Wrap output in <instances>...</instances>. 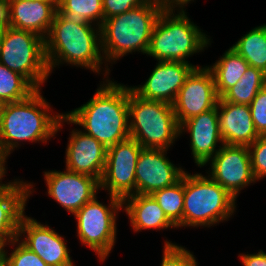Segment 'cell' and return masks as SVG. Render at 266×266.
<instances>
[{"label": "cell", "instance_id": "6da1fadb", "mask_svg": "<svg viewBox=\"0 0 266 266\" xmlns=\"http://www.w3.org/2000/svg\"><path fill=\"white\" fill-rule=\"evenodd\" d=\"M128 102L129 87L105 79L86 104L64 114V122L83 127L109 148L130 137Z\"/></svg>", "mask_w": 266, "mask_h": 266}, {"label": "cell", "instance_id": "7a4b0ae2", "mask_svg": "<svg viewBox=\"0 0 266 266\" xmlns=\"http://www.w3.org/2000/svg\"><path fill=\"white\" fill-rule=\"evenodd\" d=\"M44 42L50 74L54 67L67 63L99 75L105 64L101 29L92 23L71 19L57 11Z\"/></svg>", "mask_w": 266, "mask_h": 266}, {"label": "cell", "instance_id": "3957f363", "mask_svg": "<svg viewBox=\"0 0 266 266\" xmlns=\"http://www.w3.org/2000/svg\"><path fill=\"white\" fill-rule=\"evenodd\" d=\"M37 89L28 98L5 103L0 122V148L9 156L20 142L46 143L62 128L64 114H52L50 104Z\"/></svg>", "mask_w": 266, "mask_h": 266}, {"label": "cell", "instance_id": "277c9868", "mask_svg": "<svg viewBox=\"0 0 266 266\" xmlns=\"http://www.w3.org/2000/svg\"><path fill=\"white\" fill-rule=\"evenodd\" d=\"M162 10L163 7L157 0H148L141 6L103 21L100 27L101 48L106 63L104 66L107 65L104 76L110 73L108 64L111 61L112 64L136 51L147 55L152 30Z\"/></svg>", "mask_w": 266, "mask_h": 266}, {"label": "cell", "instance_id": "5b68a950", "mask_svg": "<svg viewBox=\"0 0 266 266\" xmlns=\"http://www.w3.org/2000/svg\"><path fill=\"white\" fill-rule=\"evenodd\" d=\"M194 24L185 11L163 9L152 30L147 56L157 61H181L204 51L210 38ZM210 43V44H209Z\"/></svg>", "mask_w": 266, "mask_h": 266}, {"label": "cell", "instance_id": "8992f818", "mask_svg": "<svg viewBox=\"0 0 266 266\" xmlns=\"http://www.w3.org/2000/svg\"><path fill=\"white\" fill-rule=\"evenodd\" d=\"M236 199L210 176L184 173L183 227H211L227 221Z\"/></svg>", "mask_w": 266, "mask_h": 266}, {"label": "cell", "instance_id": "52a82bcc", "mask_svg": "<svg viewBox=\"0 0 266 266\" xmlns=\"http://www.w3.org/2000/svg\"><path fill=\"white\" fill-rule=\"evenodd\" d=\"M129 132L143 148L168 150L180 136L172 104L141 98L129 87Z\"/></svg>", "mask_w": 266, "mask_h": 266}, {"label": "cell", "instance_id": "ba28073f", "mask_svg": "<svg viewBox=\"0 0 266 266\" xmlns=\"http://www.w3.org/2000/svg\"><path fill=\"white\" fill-rule=\"evenodd\" d=\"M0 63L24 76L36 89H41L50 75L44 38L10 26L0 43Z\"/></svg>", "mask_w": 266, "mask_h": 266}, {"label": "cell", "instance_id": "9c48e42d", "mask_svg": "<svg viewBox=\"0 0 266 266\" xmlns=\"http://www.w3.org/2000/svg\"><path fill=\"white\" fill-rule=\"evenodd\" d=\"M119 210H123L121 198L110 195V203L105 206L95 196L74 214L79 240L96 253L100 262L105 261L115 245Z\"/></svg>", "mask_w": 266, "mask_h": 266}, {"label": "cell", "instance_id": "30bf717a", "mask_svg": "<svg viewBox=\"0 0 266 266\" xmlns=\"http://www.w3.org/2000/svg\"><path fill=\"white\" fill-rule=\"evenodd\" d=\"M143 147L133 138H127L107 148L106 165L100 190L122 200L136 194V163Z\"/></svg>", "mask_w": 266, "mask_h": 266}, {"label": "cell", "instance_id": "8fae6325", "mask_svg": "<svg viewBox=\"0 0 266 266\" xmlns=\"http://www.w3.org/2000/svg\"><path fill=\"white\" fill-rule=\"evenodd\" d=\"M208 162L211 166L208 176L235 199L242 189L256 182L248 146L223 144Z\"/></svg>", "mask_w": 266, "mask_h": 266}, {"label": "cell", "instance_id": "7c38bea8", "mask_svg": "<svg viewBox=\"0 0 266 266\" xmlns=\"http://www.w3.org/2000/svg\"><path fill=\"white\" fill-rule=\"evenodd\" d=\"M219 96L207 66L194 68L172 104L179 126L186 120L215 108Z\"/></svg>", "mask_w": 266, "mask_h": 266}, {"label": "cell", "instance_id": "4fadbf2b", "mask_svg": "<svg viewBox=\"0 0 266 266\" xmlns=\"http://www.w3.org/2000/svg\"><path fill=\"white\" fill-rule=\"evenodd\" d=\"M66 171L44 172L47 194L73 215L100 190V182L92 176Z\"/></svg>", "mask_w": 266, "mask_h": 266}, {"label": "cell", "instance_id": "5bb4252c", "mask_svg": "<svg viewBox=\"0 0 266 266\" xmlns=\"http://www.w3.org/2000/svg\"><path fill=\"white\" fill-rule=\"evenodd\" d=\"M22 237L24 239L20 242L37 254L48 266H74L65 242L67 240L48 224H41L24 214L17 234L18 239Z\"/></svg>", "mask_w": 266, "mask_h": 266}, {"label": "cell", "instance_id": "9a60e30c", "mask_svg": "<svg viewBox=\"0 0 266 266\" xmlns=\"http://www.w3.org/2000/svg\"><path fill=\"white\" fill-rule=\"evenodd\" d=\"M166 149L142 148L136 163V194L151 195L157 190L178 182L184 173L175 166Z\"/></svg>", "mask_w": 266, "mask_h": 266}, {"label": "cell", "instance_id": "2e32d148", "mask_svg": "<svg viewBox=\"0 0 266 266\" xmlns=\"http://www.w3.org/2000/svg\"><path fill=\"white\" fill-rule=\"evenodd\" d=\"M197 67L181 61H158L146 82L131 89L143 99L173 104L185 79Z\"/></svg>", "mask_w": 266, "mask_h": 266}, {"label": "cell", "instance_id": "e0dca14e", "mask_svg": "<svg viewBox=\"0 0 266 266\" xmlns=\"http://www.w3.org/2000/svg\"><path fill=\"white\" fill-rule=\"evenodd\" d=\"M188 131L194 162L203 167L224 144L220 133L217 106L194 116L180 125V135ZM220 146H216L217 143ZM217 147V149H216Z\"/></svg>", "mask_w": 266, "mask_h": 266}, {"label": "cell", "instance_id": "ac0fdd59", "mask_svg": "<svg viewBox=\"0 0 266 266\" xmlns=\"http://www.w3.org/2000/svg\"><path fill=\"white\" fill-rule=\"evenodd\" d=\"M70 133L65 152L66 169L92 176L100 182L106 165L107 148L80 129Z\"/></svg>", "mask_w": 266, "mask_h": 266}, {"label": "cell", "instance_id": "d6986e66", "mask_svg": "<svg viewBox=\"0 0 266 266\" xmlns=\"http://www.w3.org/2000/svg\"><path fill=\"white\" fill-rule=\"evenodd\" d=\"M9 26L33 32L45 39L52 25L58 2L44 0H2Z\"/></svg>", "mask_w": 266, "mask_h": 266}, {"label": "cell", "instance_id": "ffe728a7", "mask_svg": "<svg viewBox=\"0 0 266 266\" xmlns=\"http://www.w3.org/2000/svg\"><path fill=\"white\" fill-rule=\"evenodd\" d=\"M217 110L224 144L249 146L260 136L255 129L249 105L234 104L220 97Z\"/></svg>", "mask_w": 266, "mask_h": 266}, {"label": "cell", "instance_id": "44dd1931", "mask_svg": "<svg viewBox=\"0 0 266 266\" xmlns=\"http://www.w3.org/2000/svg\"><path fill=\"white\" fill-rule=\"evenodd\" d=\"M33 185L15 179L6 189L0 191V241L7 246L17 238L21 217L32 194Z\"/></svg>", "mask_w": 266, "mask_h": 266}, {"label": "cell", "instance_id": "7402d4cb", "mask_svg": "<svg viewBox=\"0 0 266 266\" xmlns=\"http://www.w3.org/2000/svg\"><path fill=\"white\" fill-rule=\"evenodd\" d=\"M122 201L134 232L177 228L151 195L132 194Z\"/></svg>", "mask_w": 266, "mask_h": 266}, {"label": "cell", "instance_id": "603a6c76", "mask_svg": "<svg viewBox=\"0 0 266 266\" xmlns=\"http://www.w3.org/2000/svg\"><path fill=\"white\" fill-rule=\"evenodd\" d=\"M249 66L245 59L231 47L213 66H208L207 68L213 75L218 96L221 97L229 88L234 86Z\"/></svg>", "mask_w": 266, "mask_h": 266}, {"label": "cell", "instance_id": "cb8c5ba5", "mask_svg": "<svg viewBox=\"0 0 266 266\" xmlns=\"http://www.w3.org/2000/svg\"><path fill=\"white\" fill-rule=\"evenodd\" d=\"M252 67L266 74V24L257 26L243 35L231 47Z\"/></svg>", "mask_w": 266, "mask_h": 266}, {"label": "cell", "instance_id": "d4e9b609", "mask_svg": "<svg viewBox=\"0 0 266 266\" xmlns=\"http://www.w3.org/2000/svg\"><path fill=\"white\" fill-rule=\"evenodd\" d=\"M266 85V74L249 66L239 81L229 88L221 98L234 104L250 105L258 91Z\"/></svg>", "mask_w": 266, "mask_h": 266}, {"label": "cell", "instance_id": "484cf974", "mask_svg": "<svg viewBox=\"0 0 266 266\" xmlns=\"http://www.w3.org/2000/svg\"><path fill=\"white\" fill-rule=\"evenodd\" d=\"M167 218L177 227H183L184 175L173 185L151 194Z\"/></svg>", "mask_w": 266, "mask_h": 266}, {"label": "cell", "instance_id": "4316f807", "mask_svg": "<svg viewBox=\"0 0 266 266\" xmlns=\"http://www.w3.org/2000/svg\"><path fill=\"white\" fill-rule=\"evenodd\" d=\"M37 89L21 74L0 63V101L17 102L28 98Z\"/></svg>", "mask_w": 266, "mask_h": 266}, {"label": "cell", "instance_id": "83f0119b", "mask_svg": "<svg viewBox=\"0 0 266 266\" xmlns=\"http://www.w3.org/2000/svg\"><path fill=\"white\" fill-rule=\"evenodd\" d=\"M57 11L71 19L94 23L98 27L104 21L102 0H59Z\"/></svg>", "mask_w": 266, "mask_h": 266}, {"label": "cell", "instance_id": "f1b7e54d", "mask_svg": "<svg viewBox=\"0 0 266 266\" xmlns=\"http://www.w3.org/2000/svg\"><path fill=\"white\" fill-rule=\"evenodd\" d=\"M8 245H12V247L16 245L9 256L5 250V258L8 266H48L37 254L24 246L20 242V239L16 238Z\"/></svg>", "mask_w": 266, "mask_h": 266}, {"label": "cell", "instance_id": "f546056e", "mask_svg": "<svg viewBox=\"0 0 266 266\" xmlns=\"http://www.w3.org/2000/svg\"><path fill=\"white\" fill-rule=\"evenodd\" d=\"M164 243L161 266H198L189 250L169 241Z\"/></svg>", "mask_w": 266, "mask_h": 266}, {"label": "cell", "instance_id": "4dcf8cb0", "mask_svg": "<svg viewBox=\"0 0 266 266\" xmlns=\"http://www.w3.org/2000/svg\"><path fill=\"white\" fill-rule=\"evenodd\" d=\"M253 176L256 181L266 177V135H260L248 146Z\"/></svg>", "mask_w": 266, "mask_h": 266}, {"label": "cell", "instance_id": "1f68e13d", "mask_svg": "<svg viewBox=\"0 0 266 266\" xmlns=\"http://www.w3.org/2000/svg\"><path fill=\"white\" fill-rule=\"evenodd\" d=\"M251 117L259 135H266V85L250 103Z\"/></svg>", "mask_w": 266, "mask_h": 266}, {"label": "cell", "instance_id": "d6a6232c", "mask_svg": "<svg viewBox=\"0 0 266 266\" xmlns=\"http://www.w3.org/2000/svg\"><path fill=\"white\" fill-rule=\"evenodd\" d=\"M148 0H102L104 20L145 4Z\"/></svg>", "mask_w": 266, "mask_h": 266}, {"label": "cell", "instance_id": "836d02e7", "mask_svg": "<svg viewBox=\"0 0 266 266\" xmlns=\"http://www.w3.org/2000/svg\"><path fill=\"white\" fill-rule=\"evenodd\" d=\"M243 266H266V253L263 250L254 254H240Z\"/></svg>", "mask_w": 266, "mask_h": 266}, {"label": "cell", "instance_id": "e575fe53", "mask_svg": "<svg viewBox=\"0 0 266 266\" xmlns=\"http://www.w3.org/2000/svg\"><path fill=\"white\" fill-rule=\"evenodd\" d=\"M190 1L194 0H159L158 2L162 5L163 9L171 11H177L179 9V11H185L184 8Z\"/></svg>", "mask_w": 266, "mask_h": 266}, {"label": "cell", "instance_id": "d590c367", "mask_svg": "<svg viewBox=\"0 0 266 266\" xmlns=\"http://www.w3.org/2000/svg\"><path fill=\"white\" fill-rule=\"evenodd\" d=\"M8 155L0 148V191L8 188L13 182H7L6 184L2 182V178L5 176V173H7L6 170V160Z\"/></svg>", "mask_w": 266, "mask_h": 266}, {"label": "cell", "instance_id": "8d00e7d4", "mask_svg": "<svg viewBox=\"0 0 266 266\" xmlns=\"http://www.w3.org/2000/svg\"><path fill=\"white\" fill-rule=\"evenodd\" d=\"M9 27L7 13L3 5L0 6V43Z\"/></svg>", "mask_w": 266, "mask_h": 266}, {"label": "cell", "instance_id": "74e56055", "mask_svg": "<svg viewBox=\"0 0 266 266\" xmlns=\"http://www.w3.org/2000/svg\"><path fill=\"white\" fill-rule=\"evenodd\" d=\"M5 256V245L0 241V260Z\"/></svg>", "mask_w": 266, "mask_h": 266}, {"label": "cell", "instance_id": "f35d334b", "mask_svg": "<svg viewBox=\"0 0 266 266\" xmlns=\"http://www.w3.org/2000/svg\"><path fill=\"white\" fill-rule=\"evenodd\" d=\"M0 266H7V260L5 256L0 260Z\"/></svg>", "mask_w": 266, "mask_h": 266}, {"label": "cell", "instance_id": "ab89813d", "mask_svg": "<svg viewBox=\"0 0 266 266\" xmlns=\"http://www.w3.org/2000/svg\"><path fill=\"white\" fill-rule=\"evenodd\" d=\"M3 107H4V103L0 101V122H1V117H2Z\"/></svg>", "mask_w": 266, "mask_h": 266}, {"label": "cell", "instance_id": "60d3db41", "mask_svg": "<svg viewBox=\"0 0 266 266\" xmlns=\"http://www.w3.org/2000/svg\"><path fill=\"white\" fill-rule=\"evenodd\" d=\"M25 1H38V0H25ZM44 1H49V2H59V0H44Z\"/></svg>", "mask_w": 266, "mask_h": 266}]
</instances>
